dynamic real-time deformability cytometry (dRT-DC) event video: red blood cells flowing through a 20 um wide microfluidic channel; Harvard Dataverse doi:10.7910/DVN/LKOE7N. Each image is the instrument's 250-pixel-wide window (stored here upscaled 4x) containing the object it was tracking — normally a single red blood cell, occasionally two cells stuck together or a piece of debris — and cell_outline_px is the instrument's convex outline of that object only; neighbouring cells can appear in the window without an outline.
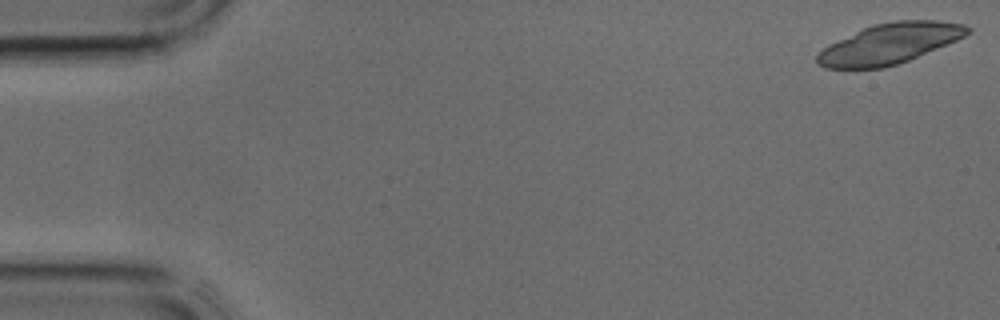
{"species": "common noctule bat (a hibernating species)", "species_latin": "Nyctalus noctula", "temperature_condition": "cold", "stored_images_in_passage": 38, "segment_of_instrument_passage": [1, 2], "camera_frame_rate_fps": 3000, "um_per_image_px": 0.085, "animal": {"sex": "male", "body_mass_g": 17.9, "forearm_length_mm": 54.2}, "frame": {"image": 1, "passage_image": 1, "time_ms": 0.0, "image_size_px": [1000, 320], "cell_outline_px": [[972, 32], [956, 40], [908, 60], [884, 68], [824, 68], [816, 60], [816, 56], [828, 44], [872, 24], [896, 20], [936, 20], [964, 24], [972, 28]], "centroid_in_image_um": [75.63, 3.69], "position_along_channel_um": 9.4, "area_um2": 35.08}}